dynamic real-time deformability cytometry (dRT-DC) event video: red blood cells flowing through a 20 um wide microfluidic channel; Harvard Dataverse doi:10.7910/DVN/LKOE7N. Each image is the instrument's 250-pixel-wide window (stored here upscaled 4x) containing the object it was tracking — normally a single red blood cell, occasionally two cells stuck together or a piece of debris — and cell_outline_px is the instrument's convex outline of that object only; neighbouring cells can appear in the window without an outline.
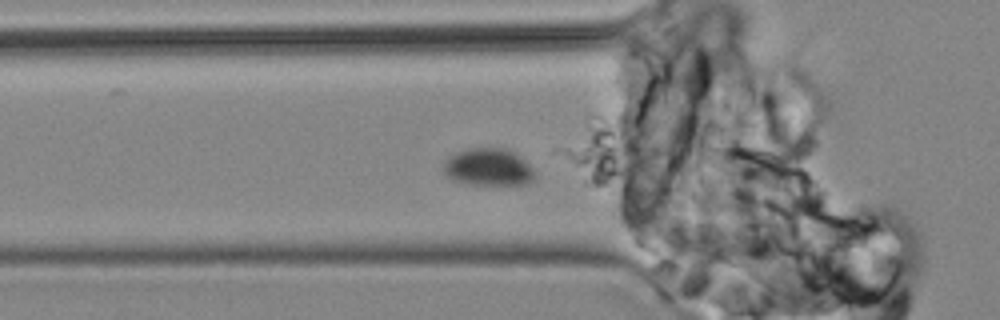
{"species": "common noctule bat (a hibernating species)", "species_latin": "Nyctalus noctula", "temperature_condition": "cold", "stored_images_in_passage": 8, "camera_frame_rate_fps": 3000, "um_per_image_px": 0.085, "animal": {"sex": "male", "body_mass_g": 19.2, "forearm_length_mm": 51.8}, "frame": {"image": 1, "passage_image": 7, "time_ms": 8.333, "image_size_px": [1000, 320], "cell_outline_px": [[536, 176], [528, 184], [472, 184], [452, 180], [444, 172], [444, 160], [448, 156], [456, 152], [468, 148], [504, 148], [516, 152], [536, 172]], "centroid_in_image_um": [41.52, 14.19], "position_along_channel_um": 84.3, "area_um2": 19.94}}